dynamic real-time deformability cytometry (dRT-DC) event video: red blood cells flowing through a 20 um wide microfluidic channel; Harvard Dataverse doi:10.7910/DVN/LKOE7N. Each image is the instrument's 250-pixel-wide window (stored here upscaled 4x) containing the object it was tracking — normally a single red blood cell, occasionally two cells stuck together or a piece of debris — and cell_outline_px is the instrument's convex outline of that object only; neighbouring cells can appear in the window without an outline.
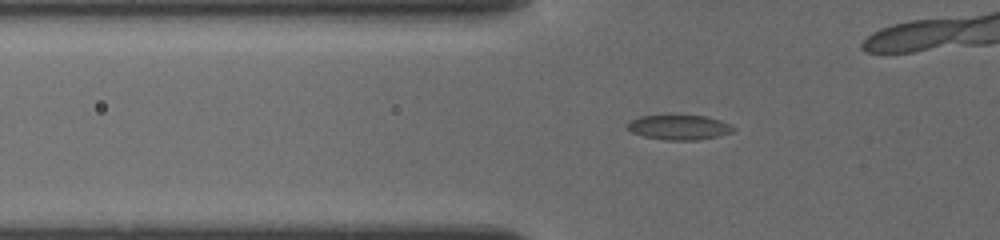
{"species": "common noctule bat (a hibernating species)", "species_latin": "Nyctalus noctula", "temperature_condition": "cold", "stored_images_in_passage": 49, "camera_frame_rate_fps": 3000, "um_per_image_px": 0.085, "animal": {"sex": "female", "body_mass_g": 19.5, "forearm_length_mm": 54.1}, "frame": {"image": 1, "passage_image": 5, "time_ms": 1.0, "image_size_px": [1000, 240], "cell_outline_px": [[736, 128], [732, 132], [720, 136], [696, 140], [664, 140], [644, 136], [632, 132], [628, 128], [628, 124], [632, 120], [640, 116], [672, 112], [704, 116], [720, 120]], "centroid_in_image_um": [57.72, 10.77], "position_along_channel_um": 68.1, "area_um2": 15.95}}
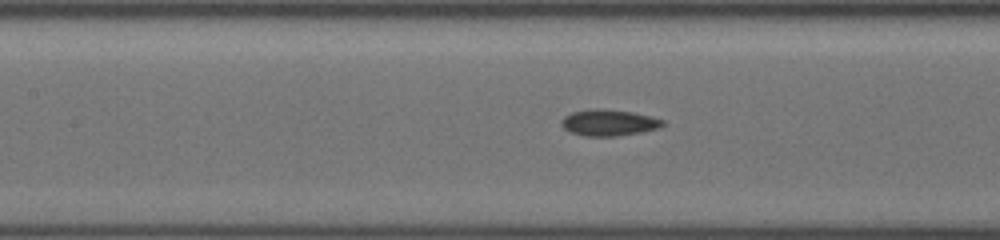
{"frame": {"image": 2, "passage_image": 21, "time_ms": 3.333, "image_size_px": [1000, 240], "cell_outline_px": [[664, 124], [660, 128], [644, 132], [616, 136], [584, 136], [572, 132], [564, 128], [560, 124], [560, 120], [564, 116], [572, 112], [596, 108], [604, 108], [632, 112], [652, 116], [664, 120]], "centroid_in_image_um": [51.77, 10.42], "position_along_channel_um": 155.6, "area_um2": 15.72}}
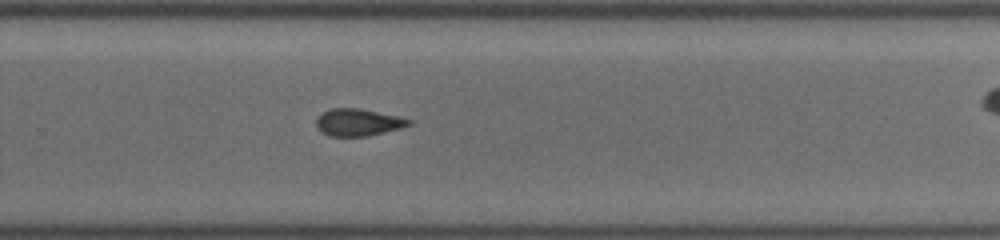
{"frame": {"image": 3, "passage_image": 48, "time_ms": 7.0, "image_size_px": [1000, 240], "cell_outline_px": [[412, 124], [400, 128], [368, 136], [328, 136], [316, 128], [316, 116], [320, 112], [328, 108], [360, 108], [396, 116], [412, 120]], "centroid_in_image_um": [30.37, 10.39], "position_along_channel_um": 299.4, "area_um2": 14.8}}